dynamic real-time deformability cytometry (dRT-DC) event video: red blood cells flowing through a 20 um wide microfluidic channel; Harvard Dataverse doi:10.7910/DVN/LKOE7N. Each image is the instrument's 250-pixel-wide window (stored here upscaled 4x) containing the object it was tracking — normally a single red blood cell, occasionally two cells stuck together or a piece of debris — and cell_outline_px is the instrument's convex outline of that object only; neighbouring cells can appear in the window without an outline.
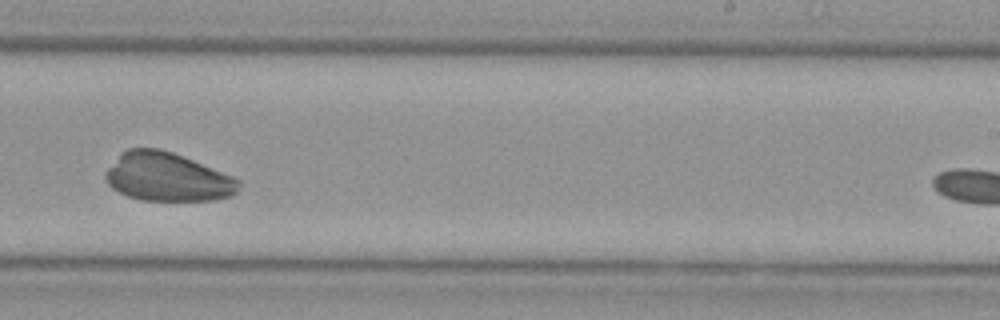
{"species": "Egyptian fruit bat (a non-hibernating species)", "species_latin": "Rousettus aegyptiacus", "temperature_condition": "cold", "stored_images_in_passage": 29, "camera_frame_rate_fps": 3000, "um_per_image_px": 0.085, "animal": {"sex": "female"}, "frame": {"image": 1, "passage_image": 19, "time_ms": 6.0, "image_size_px": [1000, 320], "cell_outline_px": [[240, 184], [236, 192], [232, 196], [216, 200], [140, 200], [128, 196], [112, 188], [108, 184], [104, 176], [108, 168], [128, 148], [160, 148], [172, 152], [232, 176], [240, 180]], "centroid_in_image_um": [14.24, 15.06], "position_along_channel_um": 274.8, "area_um2": 37.28}}
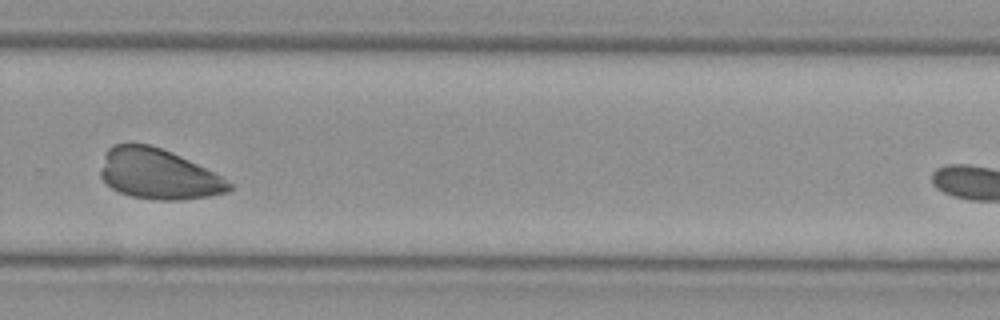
{"frame": {"image": 2, "passage_image": 22, "time_ms": 7.0, "image_size_px": [1000, 320], "cell_outline_px": [[232, 188], [228, 192], [208, 196], [180, 200], [160, 200], [132, 196], [116, 192], [100, 176], [100, 172], [104, 156], [108, 148], [112, 144], [152, 144], [172, 152], [220, 176], [232, 184]], "centroid_in_image_um": [13.42, 14.79], "position_along_channel_um": 316.4, "area_um2": 37.4}}
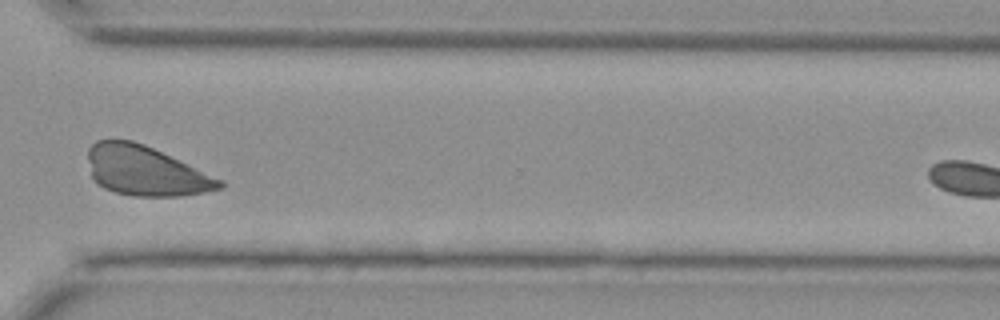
{"frame": {"image": 3, "passage_image": 25, "time_ms": 8.0, "image_size_px": [1000, 320], "cell_outline_px": [[224, 188], [204, 192], [180, 196], [132, 196], [116, 192], [104, 188], [96, 184], [92, 176], [88, 160], [88, 148], [96, 140], [132, 140], [144, 144], [224, 180]], "centroid_in_image_um": [12.38, 14.53], "position_along_channel_um": 358.2, "area_um2": 38.09}}